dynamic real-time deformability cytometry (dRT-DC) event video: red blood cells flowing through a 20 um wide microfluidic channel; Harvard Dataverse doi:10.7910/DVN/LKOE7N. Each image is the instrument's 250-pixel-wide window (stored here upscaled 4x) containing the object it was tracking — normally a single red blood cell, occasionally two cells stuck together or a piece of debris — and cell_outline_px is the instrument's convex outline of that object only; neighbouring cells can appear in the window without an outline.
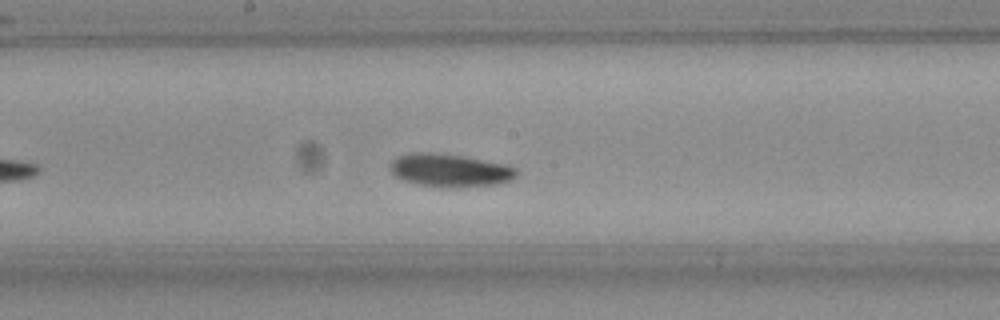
{"species": "Egyptian fruit bat (a non-hibernating species)", "species_latin": "Rousettus aegyptiacus", "temperature_condition": "room temperature", "stored_images_in_passage": 31, "camera_frame_rate_fps": 3000, "um_per_image_px": 0.085, "frame": {"image": 1, "passage_image": 18, "time_ms": 5.667, "image_size_px": [1000, 320], "cell_outline_px": [[516, 176], [500, 184], [452, 188], [440, 188], [420, 184], [404, 180], [396, 176], [388, 168], [392, 160], [400, 156], [412, 152], [432, 152], [460, 156], [500, 164], [516, 168]], "centroid_in_image_um": [38.18, 14.49], "position_along_channel_um": 210.0, "area_um2": 23.99}}
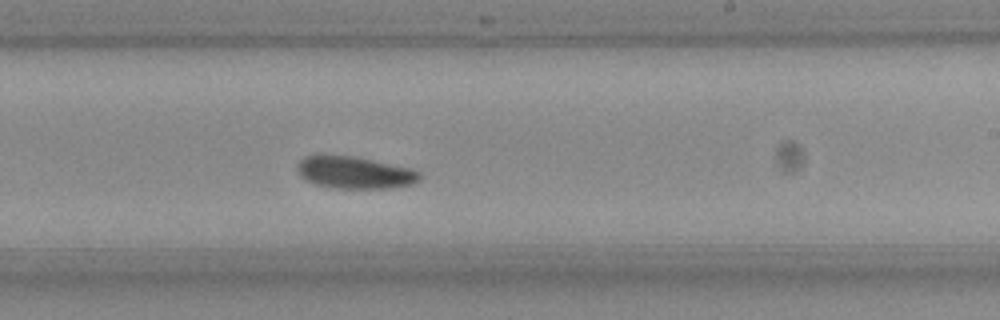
{"frame": {"image": 2, "passage_image": 22, "time_ms": 7.0, "image_size_px": [1000, 320], "cell_outline_px": [[420, 180], [412, 184], [392, 188], [332, 188], [312, 184], [300, 176], [296, 168], [296, 164], [304, 156], [352, 156], [408, 168], [420, 172]], "centroid_in_image_um": [30.1, 14.69], "position_along_channel_um": 258.9, "area_um2": 22.72}, "authors_computed_cell_mechanics": {"area_um2": 22.831, "velocity_mm_per_s": 3.6759, "shape_relaxation_time_tau1_ms": 2.4474, "shape_relaxation_time_tau2_ms": null, "deformation_change_tau1": 0.0817, "deformation_change_tau2": null}}